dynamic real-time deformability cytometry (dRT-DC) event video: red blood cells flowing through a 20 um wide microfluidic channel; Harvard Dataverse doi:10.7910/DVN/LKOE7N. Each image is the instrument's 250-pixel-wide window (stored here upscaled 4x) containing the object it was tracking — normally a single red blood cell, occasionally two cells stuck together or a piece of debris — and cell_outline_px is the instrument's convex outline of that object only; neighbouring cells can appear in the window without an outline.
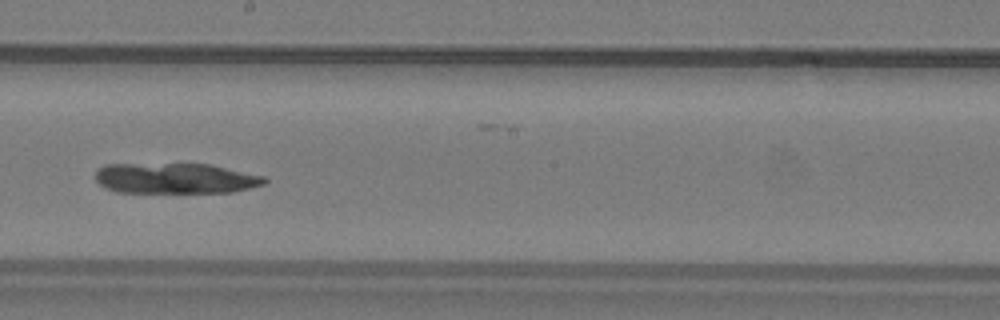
{"species": "common noctule bat (a hibernating species)", "species_latin": "Nyctalus noctula", "temperature_condition": "warm", "stored_images_in_passage": 39, "camera_frame_rate_fps": 3000, "um_per_image_px": 0.085, "animal": {"sex": "male", "body_mass_g": 19.2, "forearm_length_mm": 51.8}, "frame": {"image": 1, "passage_image": 17, "time_ms": 5.333, "image_size_px": [1000, 320], "cell_outline_px": [[268, 180], [264, 184], [232, 192], [116, 192], [104, 188], [96, 180], [96, 168], [104, 164], [208, 164], [264, 176]], "centroid_in_image_um": [14.85, 15.16], "position_along_channel_um": 233.3, "area_um2": 30.0}}